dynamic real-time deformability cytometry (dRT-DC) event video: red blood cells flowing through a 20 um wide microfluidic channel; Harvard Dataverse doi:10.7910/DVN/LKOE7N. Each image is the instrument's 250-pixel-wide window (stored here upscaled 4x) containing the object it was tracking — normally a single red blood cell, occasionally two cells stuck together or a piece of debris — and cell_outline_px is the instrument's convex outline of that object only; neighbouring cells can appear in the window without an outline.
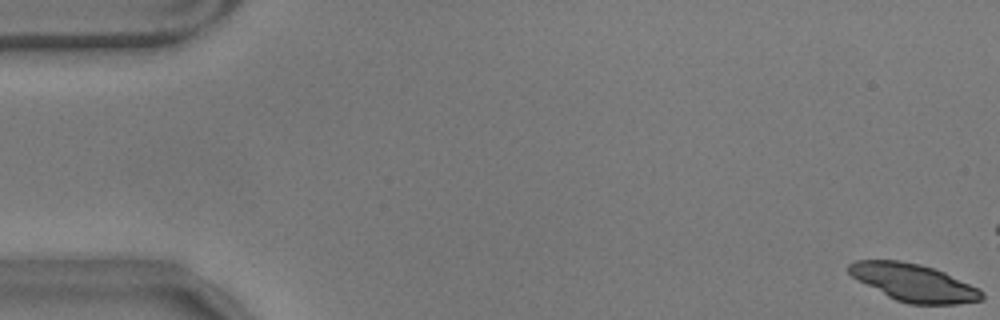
{"species": "common noctule bat (a hibernating species)", "species_latin": "Nyctalus noctula", "temperature_condition": "warm", "stored_images_in_passage": 15, "camera_frame_rate_fps": 3000, "um_per_image_px": 0.085, "animal": {"sex": "male", "body_mass_g": 17.9}, "frame": {"image": 1, "passage_image": 1, "time_ms": 0.0, "image_size_px": [1000, 320], "cell_outline_px": [[984, 296], [980, 300], [960, 304], [908, 304], [896, 300], [888, 296], [852, 276], [848, 272], [848, 264], [856, 260], [900, 260], [920, 264], [944, 272], [980, 288], [984, 292]], "centroid_in_image_um": [77.7, 24.02], "position_along_channel_um": 7.3, "area_um2": 28.84}}